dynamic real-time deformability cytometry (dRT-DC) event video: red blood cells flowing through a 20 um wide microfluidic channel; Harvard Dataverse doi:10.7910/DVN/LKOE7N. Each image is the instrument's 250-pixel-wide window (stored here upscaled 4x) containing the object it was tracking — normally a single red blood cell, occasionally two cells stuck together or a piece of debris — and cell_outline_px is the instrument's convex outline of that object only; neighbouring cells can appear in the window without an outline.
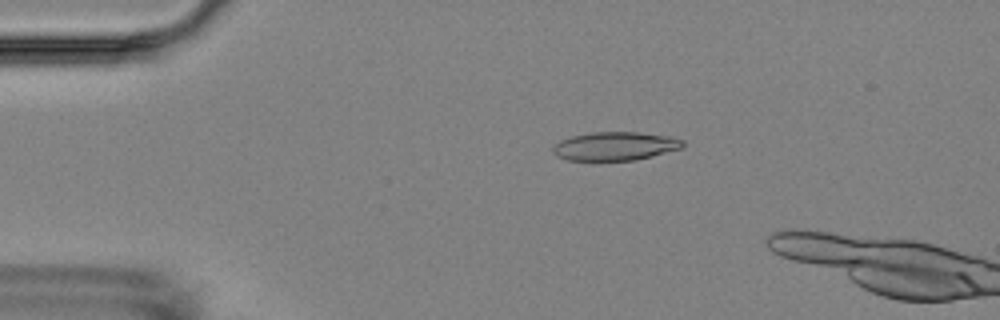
{"species": "Egyptian fruit bat (a non-hibernating species)", "species_latin": "Rousettus aegyptiacus", "temperature_condition": "room temperature", "stored_images_in_passage": 5, "camera_frame_rate_fps": 3000, "um_per_image_px": 0.085, "animal": {"sex": "female"}, "frame": {"image": 1, "passage_image": 4, "time_ms": 3.333, "image_size_px": [1000, 320], "cell_outline_px": [[684, 148], [636, 160], [568, 160], [556, 156], [552, 152], [552, 148], [560, 140], [572, 136], [592, 132], [640, 132], [672, 136], [684, 140]], "centroid_in_image_um": [52.33, 12.42], "position_along_channel_um": 32.7, "area_um2": 21.79}}